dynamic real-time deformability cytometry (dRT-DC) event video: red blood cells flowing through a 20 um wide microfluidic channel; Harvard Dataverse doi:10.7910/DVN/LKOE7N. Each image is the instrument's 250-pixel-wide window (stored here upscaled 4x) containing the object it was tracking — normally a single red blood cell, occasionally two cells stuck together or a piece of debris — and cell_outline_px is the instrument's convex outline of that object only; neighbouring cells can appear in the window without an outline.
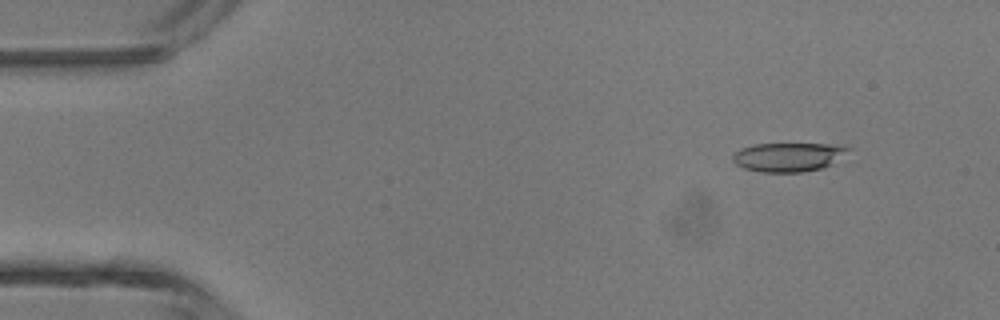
{"species": "common noctule bat (a hibernating species)", "species_latin": "Nyctalus noctula", "temperature_condition": "room temperature", "stored_images_in_passage": 4, "camera_frame_rate_fps": 3000, "um_per_image_px": 0.085, "animal": {"sex": "male", "body_mass_g": 13.3}, "frame": {"image": 1, "passage_image": 2, "time_ms": 1.0, "image_size_px": [1000, 320], "cell_outline_px": [[852, 148], [832, 164], [824, 168], [800, 172], [760, 172], [744, 168], [736, 164], [732, 160], [732, 156], [740, 148], [756, 144], [828, 144]], "centroid_in_image_um": [66.98, 13.35], "position_along_channel_um": 18.0, "area_um2": 19.36}}